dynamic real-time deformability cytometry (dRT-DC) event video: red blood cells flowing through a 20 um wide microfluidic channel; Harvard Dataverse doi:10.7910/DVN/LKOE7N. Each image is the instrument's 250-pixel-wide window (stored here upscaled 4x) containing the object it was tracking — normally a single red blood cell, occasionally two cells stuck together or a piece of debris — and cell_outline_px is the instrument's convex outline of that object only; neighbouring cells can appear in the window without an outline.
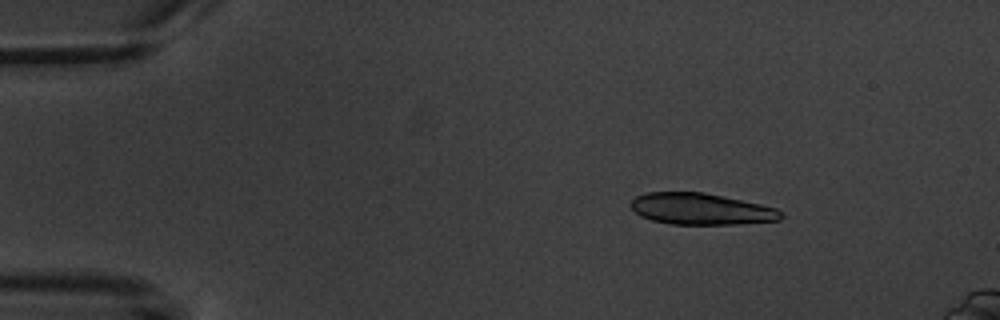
{"species": "common noctule bat (a hibernating species)", "species_latin": "Nyctalus noctula", "temperature_condition": "warm", "stored_images_in_passage": 5, "camera_frame_rate_fps": 3000, "um_per_image_px": 0.085, "animal": {"sex": "male", "body_mass_g": 20.1, "forearm_length_mm": 53.5}, "frame": {"image": 1, "passage_image": 2, "time_ms": 1.0, "image_size_px": [1000, 320], "cell_outline_px": [[784, 216], [780, 220], [736, 224], [672, 224], [652, 220], [640, 216], [632, 208], [632, 200], [636, 196], [644, 192], [704, 192], [724, 196], [760, 204], [776, 208]], "centroid_in_image_um": [59.58, 17.76], "position_along_channel_um": 25.4, "area_um2": 27.4}}